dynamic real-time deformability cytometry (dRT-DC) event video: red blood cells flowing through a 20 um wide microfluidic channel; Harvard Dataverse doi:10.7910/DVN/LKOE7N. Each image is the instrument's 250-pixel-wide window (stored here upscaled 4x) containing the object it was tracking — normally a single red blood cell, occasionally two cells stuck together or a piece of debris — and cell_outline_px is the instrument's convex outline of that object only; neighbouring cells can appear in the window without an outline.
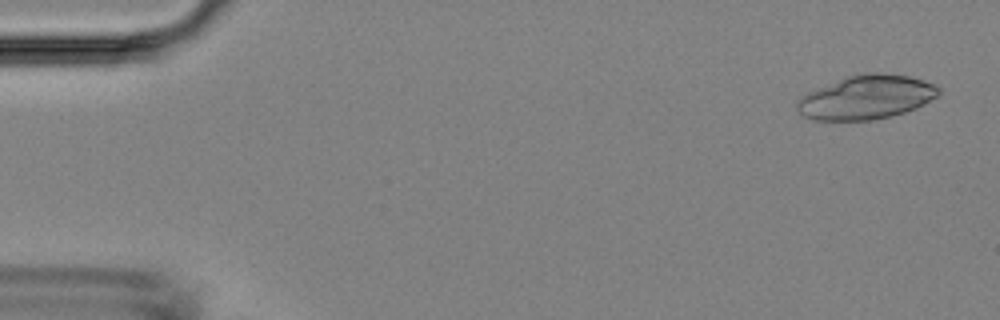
{"species": "Egyptian fruit bat (a non-hibernating species)", "species_latin": "Rousettus aegyptiacus", "temperature_condition": "room temperature", "stored_images_in_passage": 48, "camera_frame_rate_fps": 3000, "um_per_image_px": 0.085, "animal": {"sex": "female"}, "frame": {"image": 1, "passage_image": 2, "time_ms": 0.333, "image_size_px": [1000, 320], "cell_outline_px": [[940, 96], [916, 108], [892, 116], [876, 120], [812, 120], [804, 116], [796, 108], [796, 100], [800, 96], [816, 88], [848, 76], [864, 72], [880, 72], [912, 76], [936, 84], [940, 88]], "centroid_in_image_um": [73.67, 8.26], "position_along_channel_um": 11.3, "area_um2": 36.76}}